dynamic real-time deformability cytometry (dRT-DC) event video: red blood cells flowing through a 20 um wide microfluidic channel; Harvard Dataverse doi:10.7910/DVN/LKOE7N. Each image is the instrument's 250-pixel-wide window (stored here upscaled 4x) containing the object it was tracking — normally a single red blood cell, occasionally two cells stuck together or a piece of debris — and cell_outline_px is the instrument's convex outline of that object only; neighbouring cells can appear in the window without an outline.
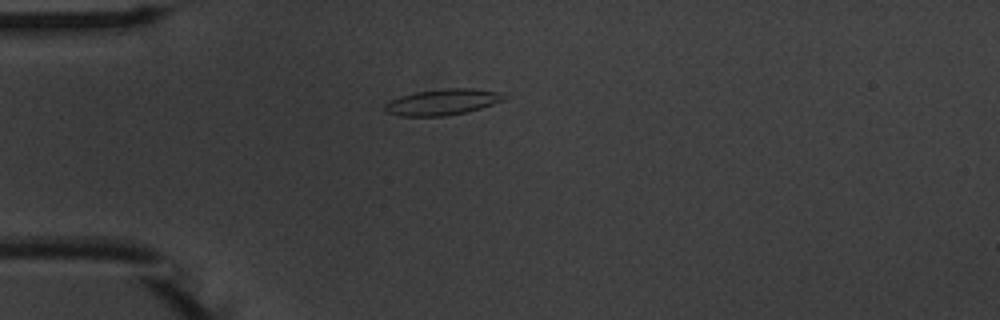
{"species": "common noctule bat (a hibernating species)", "species_latin": "Nyctalus noctula", "temperature_condition": "warm", "stored_images_in_passage": 33, "camera_frame_rate_fps": 3000, "um_per_image_px": 0.085, "animal": {"sex": "male", "body_mass_g": 20.1, "forearm_length_mm": 53.5}, "frame": {"image": 1, "passage_image": 1, "time_ms": 0.0, "image_size_px": [1000, 320], "cell_outline_px": [[508, 96], [504, 100], [468, 112], [444, 116], [400, 116], [384, 112], [384, 104], [400, 96], [416, 92], [448, 88], [472, 88], [496, 92]], "centroid_in_image_um": [37.59, 8.68], "position_along_channel_um": 47.4, "area_um2": 17.98}}
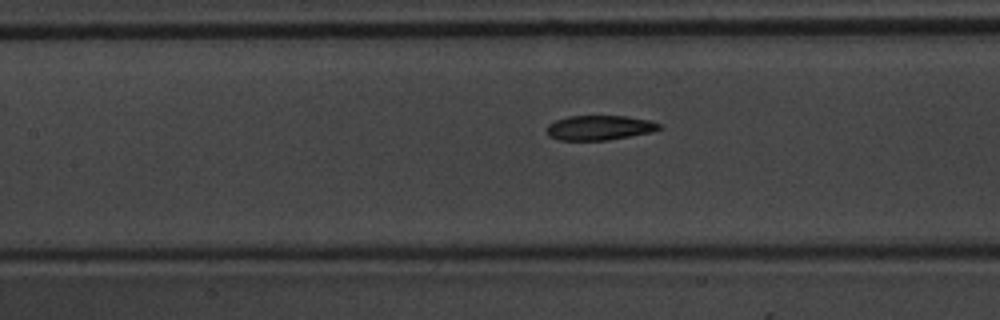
{"frame": {"image": 2, "passage_image": 11, "time_ms": 3.333, "image_size_px": [1000, 320], "cell_outline_px": [[664, 128], [652, 132], [608, 140], [560, 140], [548, 136], [548, 124], [556, 120], [568, 116], [624, 116], [648, 120], [660, 124]], "centroid_in_image_um": [50.97, 10.86], "position_along_channel_um": 156.4, "area_um2": 16.13}}
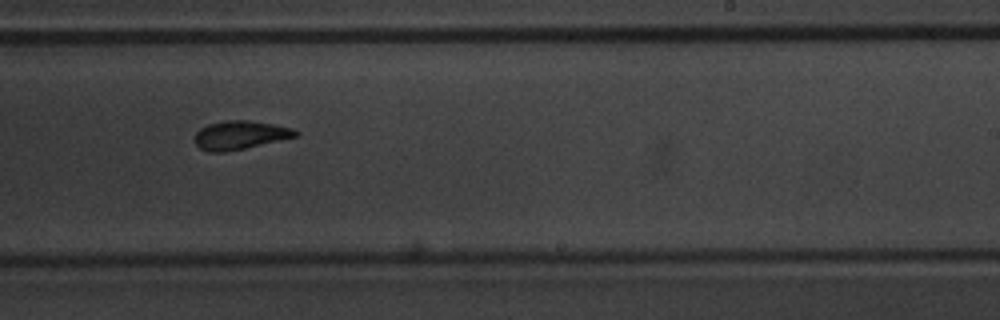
{"frame": {"image": 3, "passage_image": 20, "time_ms": 6.333, "image_size_px": [1000, 320], "cell_outline_px": [[300, 136], [228, 152], [208, 152], [200, 148], [196, 144], [196, 132], [200, 128], [208, 124], [224, 120], [248, 120], [272, 124], [292, 128], [300, 132]], "centroid_in_image_um": [20.43, 11.49], "position_along_channel_um": 268.6, "area_um2": 16.94}, "authors_computed_cell_mechanics": {"area_um2": 16.9932, "velocity_mm_per_s": 3.7498, "shape_relaxation_time_tau1_ms": 3.6097, "shape_relaxation_time_tau2_ms": 3.7216, "deformation_change_tau1": 0.1342, "deformation_change_tau2": 0.0889}}